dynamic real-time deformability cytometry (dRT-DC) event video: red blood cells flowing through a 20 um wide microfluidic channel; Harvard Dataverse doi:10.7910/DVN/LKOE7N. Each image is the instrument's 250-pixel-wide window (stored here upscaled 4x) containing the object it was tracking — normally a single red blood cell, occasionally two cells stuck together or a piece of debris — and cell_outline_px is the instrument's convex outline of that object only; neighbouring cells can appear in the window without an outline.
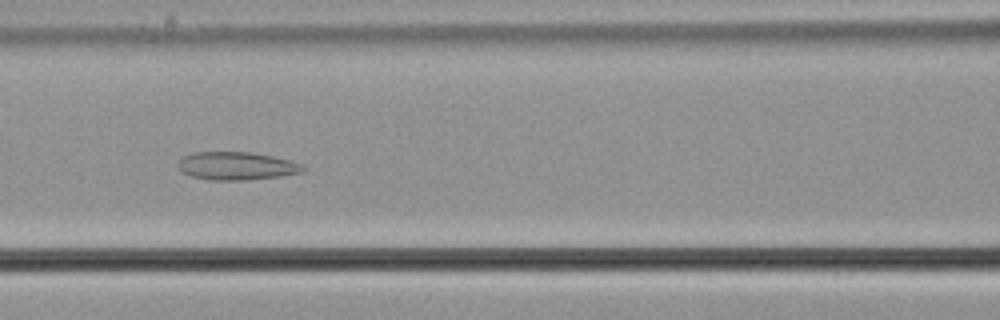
{"species": "common noctule bat (a hibernating species)", "species_latin": "Nyctalus noctula", "temperature_condition": "cold", "stored_images_in_passage": 48, "camera_frame_rate_fps": 3000, "um_per_image_px": 0.085, "animal": {"sex": "male", "body_mass_g": 21.5, "forearm_length_mm": 52.0}, "frame": {"image": 1, "passage_image": 25, "time_ms": 8.0, "image_size_px": [1000, 320], "cell_outline_px": [[308, 168], [304, 172], [280, 176], [248, 180], [212, 180], [192, 176], [180, 172], [176, 164], [184, 156], [192, 152], [252, 152], [272, 156], [304, 164]], "centroid_in_image_um": [20.13, 14.1], "position_along_channel_um": 146.5, "area_um2": 20.63}}
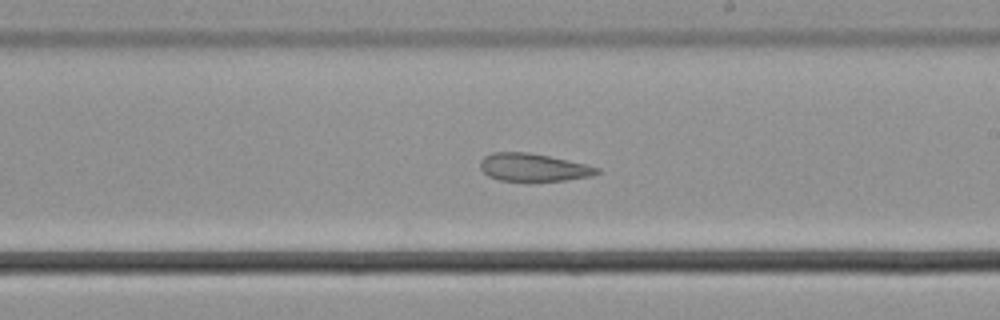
{"frame": {"image": 2, "passage_image": 33, "time_ms": 10.667, "image_size_px": [1000, 320], "cell_outline_px": [[600, 172], [592, 176], [564, 180], [500, 180], [488, 176], [480, 168], [480, 160], [484, 156], [492, 152], [528, 152], [548, 156], [584, 164], [600, 168]], "centroid_in_image_um": [45.3, 14.21], "position_along_channel_um": 243.7, "area_um2": 18.61}}
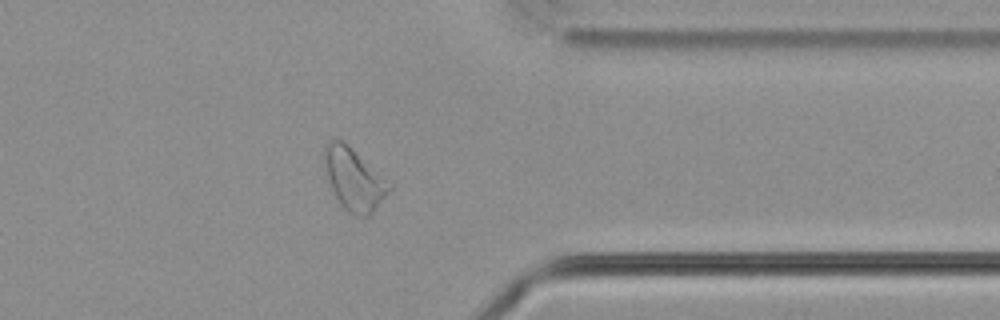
{"frame": {"image": 3, "passage_image": 45, "time_ms": 14.667, "image_size_px": [1000, 320], "cell_outline_px": [[392, 188], [372, 212], [368, 216], [356, 216], [348, 212], [340, 204], [332, 188], [324, 168], [324, 144], [328, 140], [340, 140], [348, 144], [392, 184]], "centroid_in_image_um": [30.08, 15.21], "position_along_channel_um": 381.3, "area_um2": 23.24}, "authors_computed_cell_mechanics": {"area_um2": 22.9466, "velocity_mm_per_s": 3.6511, "shape_relaxation_time_tau1_ms": null, "shape_relaxation_time_tau2_ms": 2.9972, "deformation_change_tau1": null, "deformation_change_tau2": 0.0958}}